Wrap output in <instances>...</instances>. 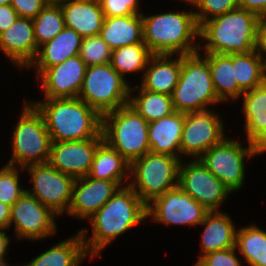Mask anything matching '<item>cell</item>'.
<instances>
[{"label": "cell", "instance_id": "4dcf8cb0", "mask_svg": "<svg viewBox=\"0 0 266 266\" xmlns=\"http://www.w3.org/2000/svg\"><path fill=\"white\" fill-rule=\"evenodd\" d=\"M233 68L237 84L244 92L266 82L264 58L256 50L233 54Z\"/></svg>", "mask_w": 266, "mask_h": 266}, {"label": "cell", "instance_id": "277c9868", "mask_svg": "<svg viewBox=\"0 0 266 266\" xmlns=\"http://www.w3.org/2000/svg\"><path fill=\"white\" fill-rule=\"evenodd\" d=\"M259 19L238 7L205 21L199 29V38L206 41L203 52L238 54L255 50Z\"/></svg>", "mask_w": 266, "mask_h": 266}, {"label": "cell", "instance_id": "d6a6232c", "mask_svg": "<svg viewBox=\"0 0 266 266\" xmlns=\"http://www.w3.org/2000/svg\"><path fill=\"white\" fill-rule=\"evenodd\" d=\"M153 53L145 43L126 45L112 50L111 66L123 77L146 69Z\"/></svg>", "mask_w": 266, "mask_h": 266}, {"label": "cell", "instance_id": "8992f818", "mask_svg": "<svg viewBox=\"0 0 266 266\" xmlns=\"http://www.w3.org/2000/svg\"><path fill=\"white\" fill-rule=\"evenodd\" d=\"M149 123L126 105L102 116L103 140L130 164L150 152Z\"/></svg>", "mask_w": 266, "mask_h": 266}, {"label": "cell", "instance_id": "7c38bea8", "mask_svg": "<svg viewBox=\"0 0 266 266\" xmlns=\"http://www.w3.org/2000/svg\"><path fill=\"white\" fill-rule=\"evenodd\" d=\"M192 160L180 162L178 186L209 212L219 211L231 191L199 159Z\"/></svg>", "mask_w": 266, "mask_h": 266}, {"label": "cell", "instance_id": "83f0119b", "mask_svg": "<svg viewBox=\"0 0 266 266\" xmlns=\"http://www.w3.org/2000/svg\"><path fill=\"white\" fill-rule=\"evenodd\" d=\"M218 99H239L244 91L238 86L233 68V54L204 53Z\"/></svg>", "mask_w": 266, "mask_h": 266}, {"label": "cell", "instance_id": "cb8c5ba5", "mask_svg": "<svg viewBox=\"0 0 266 266\" xmlns=\"http://www.w3.org/2000/svg\"><path fill=\"white\" fill-rule=\"evenodd\" d=\"M243 110L247 142L258 146L266 152V82L252 90L245 91Z\"/></svg>", "mask_w": 266, "mask_h": 266}, {"label": "cell", "instance_id": "74e56055", "mask_svg": "<svg viewBox=\"0 0 266 266\" xmlns=\"http://www.w3.org/2000/svg\"><path fill=\"white\" fill-rule=\"evenodd\" d=\"M105 17L141 14L138 0H98ZM140 11V12H139Z\"/></svg>", "mask_w": 266, "mask_h": 266}, {"label": "cell", "instance_id": "4fadbf2b", "mask_svg": "<svg viewBox=\"0 0 266 266\" xmlns=\"http://www.w3.org/2000/svg\"><path fill=\"white\" fill-rule=\"evenodd\" d=\"M223 120L212 109L185 114L180 143L182 155L199 159L207 150L224 138Z\"/></svg>", "mask_w": 266, "mask_h": 266}, {"label": "cell", "instance_id": "5b68a950", "mask_svg": "<svg viewBox=\"0 0 266 266\" xmlns=\"http://www.w3.org/2000/svg\"><path fill=\"white\" fill-rule=\"evenodd\" d=\"M174 110L181 113L208 110L220 103L213 85L207 59L200 52L182 55L179 81L171 94ZM208 105V108H207Z\"/></svg>", "mask_w": 266, "mask_h": 266}, {"label": "cell", "instance_id": "ffe728a7", "mask_svg": "<svg viewBox=\"0 0 266 266\" xmlns=\"http://www.w3.org/2000/svg\"><path fill=\"white\" fill-rule=\"evenodd\" d=\"M65 27L75 30L82 38L97 36L105 15L98 0H58Z\"/></svg>", "mask_w": 266, "mask_h": 266}, {"label": "cell", "instance_id": "bcb514c9", "mask_svg": "<svg viewBox=\"0 0 266 266\" xmlns=\"http://www.w3.org/2000/svg\"><path fill=\"white\" fill-rule=\"evenodd\" d=\"M12 0H0V5L2 4H11Z\"/></svg>", "mask_w": 266, "mask_h": 266}, {"label": "cell", "instance_id": "d590c367", "mask_svg": "<svg viewBox=\"0 0 266 266\" xmlns=\"http://www.w3.org/2000/svg\"><path fill=\"white\" fill-rule=\"evenodd\" d=\"M17 166L6 164L0 170V202L12 206L25 192L19 184Z\"/></svg>", "mask_w": 266, "mask_h": 266}, {"label": "cell", "instance_id": "e575fe53", "mask_svg": "<svg viewBox=\"0 0 266 266\" xmlns=\"http://www.w3.org/2000/svg\"><path fill=\"white\" fill-rule=\"evenodd\" d=\"M111 55L112 49L99 35L83 38L78 54L87 67L110 63Z\"/></svg>", "mask_w": 266, "mask_h": 266}, {"label": "cell", "instance_id": "30bf717a", "mask_svg": "<svg viewBox=\"0 0 266 266\" xmlns=\"http://www.w3.org/2000/svg\"><path fill=\"white\" fill-rule=\"evenodd\" d=\"M247 148L240 141L225 137L219 144L207 150L199 160L232 192L240 190L245 178V158L264 153L248 142Z\"/></svg>", "mask_w": 266, "mask_h": 266}, {"label": "cell", "instance_id": "ee69618b", "mask_svg": "<svg viewBox=\"0 0 266 266\" xmlns=\"http://www.w3.org/2000/svg\"><path fill=\"white\" fill-rule=\"evenodd\" d=\"M10 215L11 206L0 202V228H9Z\"/></svg>", "mask_w": 266, "mask_h": 266}, {"label": "cell", "instance_id": "ba28073f", "mask_svg": "<svg viewBox=\"0 0 266 266\" xmlns=\"http://www.w3.org/2000/svg\"><path fill=\"white\" fill-rule=\"evenodd\" d=\"M180 162L177 157L148 152L130 164L132 182L128 185L147 206L178 186Z\"/></svg>", "mask_w": 266, "mask_h": 266}, {"label": "cell", "instance_id": "9a60e30c", "mask_svg": "<svg viewBox=\"0 0 266 266\" xmlns=\"http://www.w3.org/2000/svg\"><path fill=\"white\" fill-rule=\"evenodd\" d=\"M208 212L179 186L147 205V218L166 225H200Z\"/></svg>", "mask_w": 266, "mask_h": 266}, {"label": "cell", "instance_id": "ac0fdd59", "mask_svg": "<svg viewBox=\"0 0 266 266\" xmlns=\"http://www.w3.org/2000/svg\"><path fill=\"white\" fill-rule=\"evenodd\" d=\"M114 181L88 176L76 178L68 214L79 219L93 216L120 188Z\"/></svg>", "mask_w": 266, "mask_h": 266}, {"label": "cell", "instance_id": "836d02e7", "mask_svg": "<svg viewBox=\"0 0 266 266\" xmlns=\"http://www.w3.org/2000/svg\"><path fill=\"white\" fill-rule=\"evenodd\" d=\"M32 20L38 48L52 40L65 28L63 12L58 1H49Z\"/></svg>", "mask_w": 266, "mask_h": 266}, {"label": "cell", "instance_id": "d6986e66", "mask_svg": "<svg viewBox=\"0 0 266 266\" xmlns=\"http://www.w3.org/2000/svg\"><path fill=\"white\" fill-rule=\"evenodd\" d=\"M38 49L30 18L18 17L10 28L0 33V50L20 69L30 66Z\"/></svg>", "mask_w": 266, "mask_h": 266}, {"label": "cell", "instance_id": "e0dca14e", "mask_svg": "<svg viewBox=\"0 0 266 266\" xmlns=\"http://www.w3.org/2000/svg\"><path fill=\"white\" fill-rule=\"evenodd\" d=\"M103 138L81 141H52L49 163L57 170L72 177L87 176L94 153Z\"/></svg>", "mask_w": 266, "mask_h": 266}, {"label": "cell", "instance_id": "7dc6e473", "mask_svg": "<svg viewBox=\"0 0 266 266\" xmlns=\"http://www.w3.org/2000/svg\"><path fill=\"white\" fill-rule=\"evenodd\" d=\"M0 266H9L8 263H6V261H2L0 262Z\"/></svg>", "mask_w": 266, "mask_h": 266}, {"label": "cell", "instance_id": "8fae6325", "mask_svg": "<svg viewBox=\"0 0 266 266\" xmlns=\"http://www.w3.org/2000/svg\"><path fill=\"white\" fill-rule=\"evenodd\" d=\"M28 169L33 188L26 192L60 215L68 212L75 178L55 169L49 162L25 167Z\"/></svg>", "mask_w": 266, "mask_h": 266}, {"label": "cell", "instance_id": "1f68e13d", "mask_svg": "<svg viewBox=\"0 0 266 266\" xmlns=\"http://www.w3.org/2000/svg\"><path fill=\"white\" fill-rule=\"evenodd\" d=\"M235 247L250 266H266V231L256 224L236 231Z\"/></svg>", "mask_w": 266, "mask_h": 266}, {"label": "cell", "instance_id": "9c48e42d", "mask_svg": "<svg viewBox=\"0 0 266 266\" xmlns=\"http://www.w3.org/2000/svg\"><path fill=\"white\" fill-rule=\"evenodd\" d=\"M110 63L89 66L78 98L101 116L129 103L130 87Z\"/></svg>", "mask_w": 266, "mask_h": 266}, {"label": "cell", "instance_id": "484cf974", "mask_svg": "<svg viewBox=\"0 0 266 266\" xmlns=\"http://www.w3.org/2000/svg\"><path fill=\"white\" fill-rule=\"evenodd\" d=\"M99 36L114 50L126 45L143 42L141 14L105 17Z\"/></svg>", "mask_w": 266, "mask_h": 266}, {"label": "cell", "instance_id": "d4e9b609", "mask_svg": "<svg viewBox=\"0 0 266 266\" xmlns=\"http://www.w3.org/2000/svg\"><path fill=\"white\" fill-rule=\"evenodd\" d=\"M200 225H205L201 236L203 253L196 263L208 253L235 247L237 227L228 214L221 211L208 212Z\"/></svg>", "mask_w": 266, "mask_h": 266}, {"label": "cell", "instance_id": "7a4b0ae2", "mask_svg": "<svg viewBox=\"0 0 266 266\" xmlns=\"http://www.w3.org/2000/svg\"><path fill=\"white\" fill-rule=\"evenodd\" d=\"M43 100L31 103L41 113L52 141L103 138L102 116L83 100L78 97Z\"/></svg>", "mask_w": 266, "mask_h": 266}, {"label": "cell", "instance_id": "c3c4849f", "mask_svg": "<svg viewBox=\"0 0 266 266\" xmlns=\"http://www.w3.org/2000/svg\"><path fill=\"white\" fill-rule=\"evenodd\" d=\"M264 66H265V77H266V58L264 59Z\"/></svg>", "mask_w": 266, "mask_h": 266}, {"label": "cell", "instance_id": "2e32d148", "mask_svg": "<svg viewBox=\"0 0 266 266\" xmlns=\"http://www.w3.org/2000/svg\"><path fill=\"white\" fill-rule=\"evenodd\" d=\"M86 69V63L78 55L46 68L36 77L41 79L44 98L78 97Z\"/></svg>", "mask_w": 266, "mask_h": 266}, {"label": "cell", "instance_id": "44dd1931", "mask_svg": "<svg viewBox=\"0 0 266 266\" xmlns=\"http://www.w3.org/2000/svg\"><path fill=\"white\" fill-rule=\"evenodd\" d=\"M171 56L173 55L153 54L143 72L140 85L143 89L171 96L179 81L182 55H178L176 59H171Z\"/></svg>", "mask_w": 266, "mask_h": 266}, {"label": "cell", "instance_id": "f546056e", "mask_svg": "<svg viewBox=\"0 0 266 266\" xmlns=\"http://www.w3.org/2000/svg\"><path fill=\"white\" fill-rule=\"evenodd\" d=\"M138 96H133L130 88L128 105L131 106L148 123L167 117L175 112L170 95L155 93L139 87ZM132 97V98H131Z\"/></svg>", "mask_w": 266, "mask_h": 266}, {"label": "cell", "instance_id": "3957f363", "mask_svg": "<svg viewBox=\"0 0 266 266\" xmlns=\"http://www.w3.org/2000/svg\"><path fill=\"white\" fill-rule=\"evenodd\" d=\"M143 42L153 54L188 55L202 50L194 12H166L144 16Z\"/></svg>", "mask_w": 266, "mask_h": 266}, {"label": "cell", "instance_id": "4316f807", "mask_svg": "<svg viewBox=\"0 0 266 266\" xmlns=\"http://www.w3.org/2000/svg\"><path fill=\"white\" fill-rule=\"evenodd\" d=\"M130 163L104 140L98 145L88 177L117 182L121 187L123 180L129 178Z\"/></svg>", "mask_w": 266, "mask_h": 266}, {"label": "cell", "instance_id": "ab89813d", "mask_svg": "<svg viewBox=\"0 0 266 266\" xmlns=\"http://www.w3.org/2000/svg\"><path fill=\"white\" fill-rule=\"evenodd\" d=\"M50 0H12L11 6L19 17L35 18Z\"/></svg>", "mask_w": 266, "mask_h": 266}, {"label": "cell", "instance_id": "52a82bcc", "mask_svg": "<svg viewBox=\"0 0 266 266\" xmlns=\"http://www.w3.org/2000/svg\"><path fill=\"white\" fill-rule=\"evenodd\" d=\"M12 134V157L8 165L25 170L27 166L49 161L52 144L50 133L41 113L31 102L24 103L22 114Z\"/></svg>", "mask_w": 266, "mask_h": 266}, {"label": "cell", "instance_id": "60d3db41", "mask_svg": "<svg viewBox=\"0 0 266 266\" xmlns=\"http://www.w3.org/2000/svg\"><path fill=\"white\" fill-rule=\"evenodd\" d=\"M19 15L10 4L0 5V33L10 28Z\"/></svg>", "mask_w": 266, "mask_h": 266}, {"label": "cell", "instance_id": "f35d334b", "mask_svg": "<svg viewBox=\"0 0 266 266\" xmlns=\"http://www.w3.org/2000/svg\"><path fill=\"white\" fill-rule=\"evenodd\" d=\"M236 247L215 251L204 255L195 266H241L242 263L236 255Z\"/></svg>", "mask_w": 266, "mask_h": 266}, {"label": "cell", "instance_id": "5bb4252c", "mask_svg": "<svg viewBox=\"0 0 266 266\" xmlns=\"http://www.w3.org/2000/svg\"><path fill=\"white\" fill-rule=\"evenodd\" d=\"M55 213L25 192L12 206L9 227H15L17 239L40 240L57 231Z\"/></svg>", "mask_w": 266, "mask_h": 266}, {"label": "cell", "instance_id": "7402d4cb", "mask_svg": "<svg viewBox=\"0 0 266 266\" xmlns=\"http://www.w3.org/2000/svg\"><path fill=\"white\" fill-rule=\"evenodd\" d=\"M185 113L173 112L167 117L149 123L148 142L150 152L167 154L181 160L180 143Z\"/></svg>", "mask_w": 266, "mask_h": 266}, {"label": "cell", "instance_id": "f1b7e54d", "mask_svg": "<svg viewBox=\"0 0 266 266\" xmlns=\"http://www.w3.org/2000/svg\"><path fill=\"white\" fill-rule=\"evenodd\" d=\"M75 235L52 246L24 266H79L89 255L80 232Z\"/></svg>", "mask_w": 266, "mask_h": 266}, {"label": "cell", "instance_id": "b9f144b4", "mask_svg": "<svg viewBox=\"0 0 266 266\" xmlns=\"http://www.w3.org/2000/svg\"><path fill=\"white\" fill-rule=\"evenodd\" d=\"M239 8L253 12L258 17H266V0H238Z\"/></svg>", "mask_w": 266, "mask_h": 266}, {"label": "cell", "instance_id": "603a6c76", "mask_svg": "<svg viewBox=\"0 0 266 266\" xmlns=\"http://www.w3.org/2000/svg\"><path fill=\"white\" fill-rule=\"evenodd\" d=\"M83 38L71 28L65 27L52 40L41 45L29 67L37 69V77L49 67L60 64L79 54Z\"/></svg>", "mask_w": 266, "mask_h": 266}, {"label": "cell", "instance_id": "f6af8a7d", "mask_svg": "<svg viewBox=\"0 0 266 266\" xmlns=\"http://www.w3.org/2000/svg\"><path fill=\"white\" fill-rule=\"evenodd\" d=\"M7 229L0 228V262L6 261V253L8 249V245L10 242V238L7 236L6 232Z\"/></svg>", "mask_w": 266, "mask_h": 266}, {"label": "cell", "instance_id": "7bdbcfd3", "mask_svg": "<svg viewBox=\"0 0 266 266\" xmlns=\"http://www.w3.org/2000/svg\"><path fill=\"white\" fill-rule=\"evenodd\" d=\"M255 50L264 59L266 58V17H260L259 19L258 27H257V43H256Z\"/></svg>", "mask_w": 266, "mask_h": 266}, {"label": "cell", "instance_id": "6da1fadb", "mask_svg": "<svg viewBox=\"0 0 266 266\" xmlns=\"http://www.w3.org/2000/svg\"><path fill=\"white\" fill-rule=\"evenodd\" d=\"M147 219V206L137 193L127 184L118 191L89 218L92 224V237L88 229L80 230L85 249L90 257L99 253L116 237Z\"/></svg>", "mask_w": 266, "mask_h": 266}, {"label": "cell", "instance_id": "8d00e7d4", "mask_svg": "<svg viewBox=\"0 0 266 266\" xmlns=\"http://www.w3.org/2000/svg\"><path fill=\"white\" fill-rule=\"evenodd\" d=\"M198 9L195 17L199 27L207 20L239 7L238 0H184Z\"/></svg>", "mask_w": 266, "mask_h": 266}]
</instances>
